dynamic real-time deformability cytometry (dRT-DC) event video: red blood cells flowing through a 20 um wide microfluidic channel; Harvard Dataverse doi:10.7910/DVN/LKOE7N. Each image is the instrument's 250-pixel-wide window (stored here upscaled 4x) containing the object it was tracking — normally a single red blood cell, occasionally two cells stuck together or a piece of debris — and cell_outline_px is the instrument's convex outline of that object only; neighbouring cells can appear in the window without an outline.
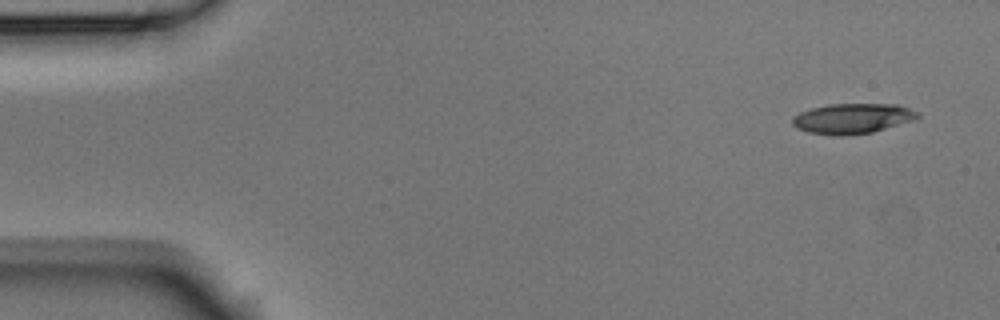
{"species": "Egyptian fruit bat (a non-hibernating species)", "species_latin": "Rousettus aegyptiacus", "temperature_condition": "room temperature", "stored_images_in_passage": 5, "segment_of_instrument_passage": [2, 2], "camera_frame_rate_fps": 3000, "um_per_image_px": 0.085, "animal": {"sex": "male"}, "frame": {"image": 1, "passage_image": 5, "time_ms": 1.333, "image_size_px": [1000, 320], "cell_outline_px": [[920, 116], [916, 120], [872, 132], [844, 136], [840, 136], [808, 132], [796, 128], [792, 124], [792, 116], [800, 112], [812, 108], [828, 104], [896, 104], [920, 112]], "centroid_in_image_um": [72.47, 10.07], "position_along_channel_um": 12.5, "area_um2": 22.2}}